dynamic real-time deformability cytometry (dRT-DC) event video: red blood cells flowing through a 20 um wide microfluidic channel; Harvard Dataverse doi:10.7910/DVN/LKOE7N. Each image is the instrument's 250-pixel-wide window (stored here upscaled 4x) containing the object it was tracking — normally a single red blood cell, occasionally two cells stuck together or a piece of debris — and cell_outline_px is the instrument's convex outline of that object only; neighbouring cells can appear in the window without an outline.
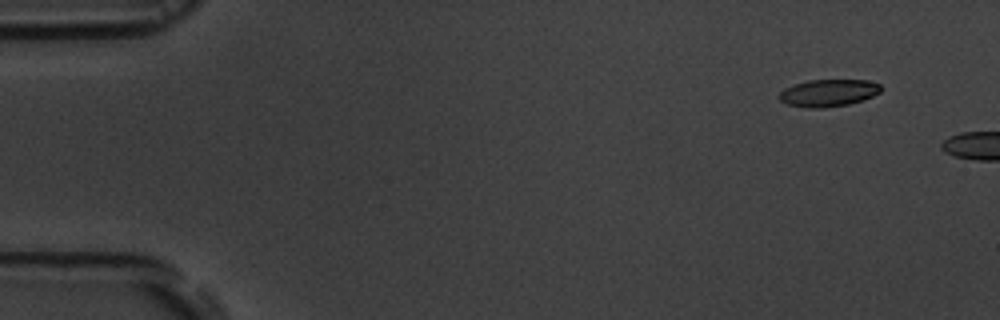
{"species": "common noctule bat (a hibernating species)", "species_latin": "Nyctalus noctula", "temperature_condition": "room temperature", "stored_images_in_passage": 3, "camera_frame_rate_fps": 3000, "um_per_image_px": 0.085, "animal": {"sex": "male", "body_mass_g": 19.5, "forearm_length_mm": 54.6}, "frame": {"image": 1, "passage_image": 2, "time_ms": 1.0, "image_size_px": [1000, 320], "cell_outline_px": [[884, 88], [880, 92], [864, 100], [848, 104], [820, 108], [812, 108], [788, 104], [780, 100], [776, 96], [784, 88], [808, 80], [868, 80], [880, 84]], "centroid_in_image_um": [70.44, 7.89], "position_along_channel_um": 14.6, "area_um2": 16.13}}